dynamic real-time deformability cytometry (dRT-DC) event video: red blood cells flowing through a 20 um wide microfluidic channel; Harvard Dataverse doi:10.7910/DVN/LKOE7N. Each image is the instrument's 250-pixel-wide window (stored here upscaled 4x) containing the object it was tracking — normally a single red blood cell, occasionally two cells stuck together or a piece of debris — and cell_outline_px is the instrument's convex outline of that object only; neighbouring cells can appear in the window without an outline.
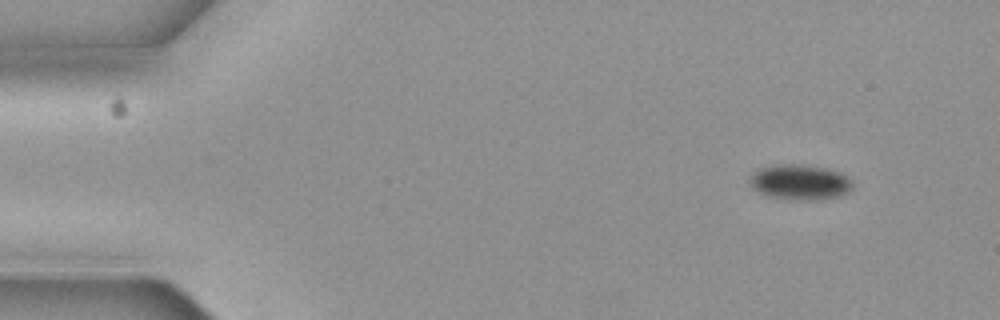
{"species": "common noctule bat (a hibernating species)", "species_latin": "Nyctalus noctula", "temperature_condition": "cold", "stored_images_in_passage": 8, "camera_frame_rate_fps": 3000, "um_per_image_px": 0.085, "animal": {"sex": "female", "body_mass_g": 19.3, "forearm_length_mm": 54.1}, "frame": {"image": 1, "passage_image": 1, "time_ms": 0.0, "image_size_px": [1000, 320], "cell_outline_px": [[852, 188], [848, 192], [840, 196], [820, 200], [784, 200], [764, 196], [752, 188], [748, 180], [752, 172], [756, 168], [772, 164], [800, 164], [828, 168], [840, 172], [852, 180]], "centroid_in_image_um": [67.93, 15.49], "position_along_channel_um": 17.1, "area_um2": 21.96}}
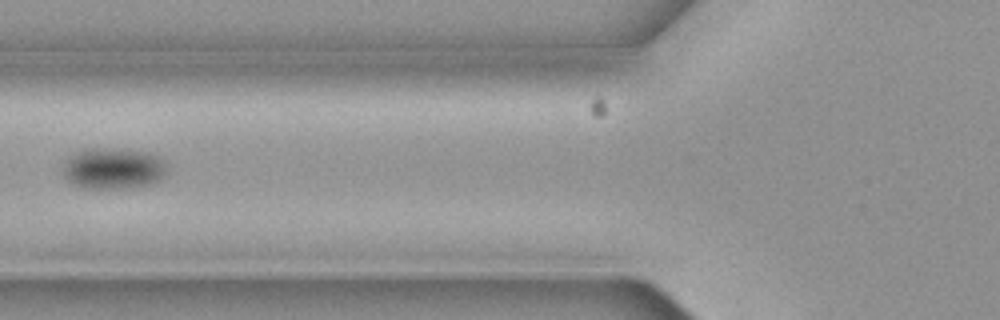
{"frame": {"image": 2, "passage_image": 5, "time_ms": 1.333, "image_size_px": [1000, 320], "cell_outline_px": [[164, 176], [160, 180], [148, 184], [128, 188], [80, 188], [68, 180], [64, 176], [64, 164], [80, 148], [104, 148], [148, 152], [156, 156], [164, 164]], "centroid_in_image_um": [9.58, 14.32], "position_along_channel_um": 116.2, "area_um2": 24.57}}
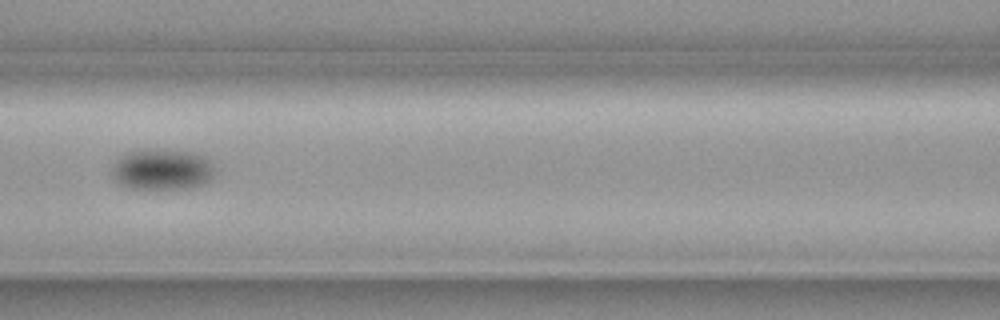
{"frame": {"image": 3, "passage_image": 6, "time_ms": 1.667, "image_size_px": [1000, 320], "cell_outline_px": [[212, 176], [204, 184], [192, 188], [128, 188], [120, 184], [112, 176], [112, 168], [116, 160], [120, 156], [128, 152], [144, 148], [192, 152], [204, 156], [212, 164]], "centroid_in_image_um": [13.74, 14.39], "position_along_channel_um": 152.9, "area_um2": 24.45}}